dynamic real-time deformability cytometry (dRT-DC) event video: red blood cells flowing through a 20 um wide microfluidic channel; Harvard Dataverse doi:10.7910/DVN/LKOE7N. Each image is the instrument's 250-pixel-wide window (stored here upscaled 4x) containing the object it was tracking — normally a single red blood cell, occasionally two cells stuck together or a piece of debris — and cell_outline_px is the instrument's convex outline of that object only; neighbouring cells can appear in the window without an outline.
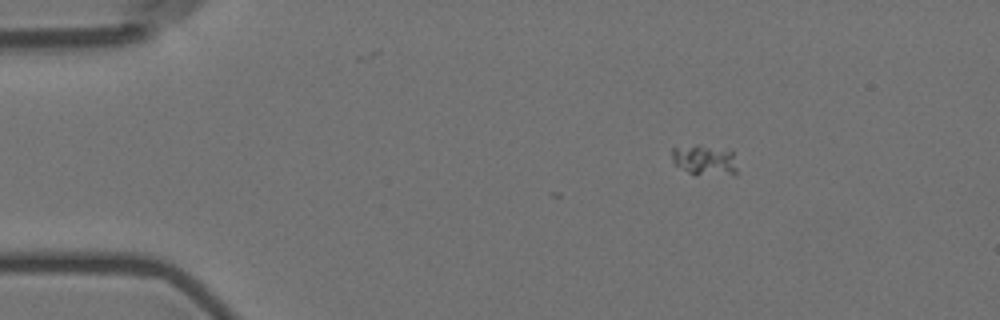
{"species": "Egyptian fruit bat (a non-hibernating species)", "species_latin": "Rousettus aegyptiacus", "temperature_condition": "room temperature", "stored_images_in_passage": 4, "camera_frame_rate_fps": 3000, "um_per_image_px": 0.085, "animal": {"sex": "female"}, "frame": {"image": 1, "passage_image": 1, "time_ms": 0.0, "image_size_px": [1000, 320], "cell_outline_px": [[736, 176], [696, 176], [688, 172], [676, 164], [672, 160], [672, 148], [708, 148], [732, 152], [736, 168]], "centroid_in_image_um": [59.93, 13.74], "position_along_channel_um": 25.1, "area_um2": 11.04}}
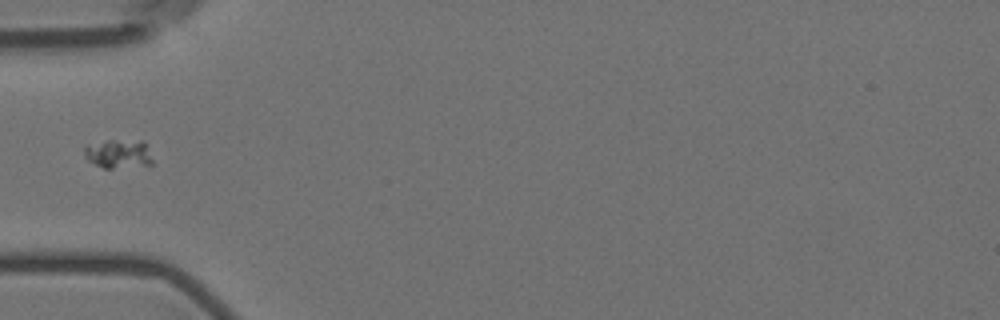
{"frame": {"image": 2, "passage_image": 4, "time_ms": 3.333, "image_size_px": [1000, 320], "cell_outline_px": [[152, 164], [112, 168], [104, 168], [88, 160], [84, 156], [84, 144], [108, 140], [144, 140], [152, 160]], "centroid_in_image_um": [10.03, 13.04], "position_along_channel_um": 75.0, "area_um2": 11.5}}